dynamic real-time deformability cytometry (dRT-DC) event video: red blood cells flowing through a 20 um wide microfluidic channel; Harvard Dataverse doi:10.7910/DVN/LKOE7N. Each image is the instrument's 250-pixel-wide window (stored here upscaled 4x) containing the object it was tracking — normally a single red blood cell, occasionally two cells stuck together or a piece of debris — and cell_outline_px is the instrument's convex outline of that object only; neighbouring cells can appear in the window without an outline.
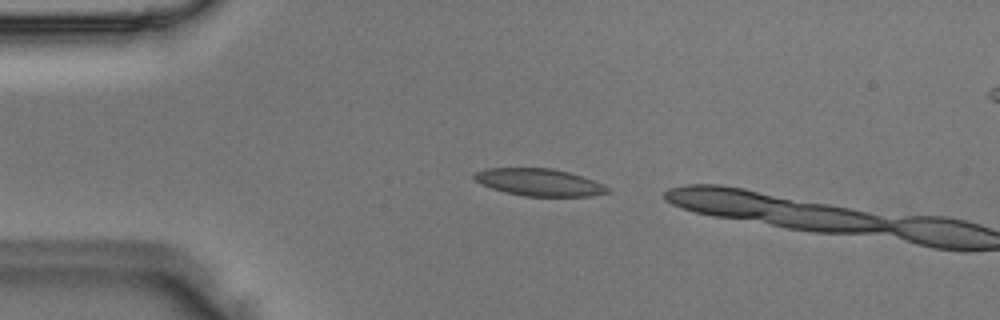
{"species": "Egyptian fruit bat (a non-hibernating species)", "species_latin": "Rousettus aegyptiacus", "temperature_condition": "room temperature", "stored_images_in_passage": 2, "camera_frame_rate_fps": 3000, "um_per_image_px": 0.085, "animal": {"sex": "male"}, "frame": {"image": 1, "passage_image": 1, "time_ms": 0.0, "image_size_px": [1000, 320], "cell_outline_px": [[612, 192], [588, 196], [524, 196], [504, 192], [480, 184], [472, 176], [472, 172], [484, 168], [552, 168], [568, 172], [604, 184], [612, 188]], "centroid_in_image_um": [45.81, 15.49], "position_along_channel_um": 39.2, "area_um2": 21.33}}